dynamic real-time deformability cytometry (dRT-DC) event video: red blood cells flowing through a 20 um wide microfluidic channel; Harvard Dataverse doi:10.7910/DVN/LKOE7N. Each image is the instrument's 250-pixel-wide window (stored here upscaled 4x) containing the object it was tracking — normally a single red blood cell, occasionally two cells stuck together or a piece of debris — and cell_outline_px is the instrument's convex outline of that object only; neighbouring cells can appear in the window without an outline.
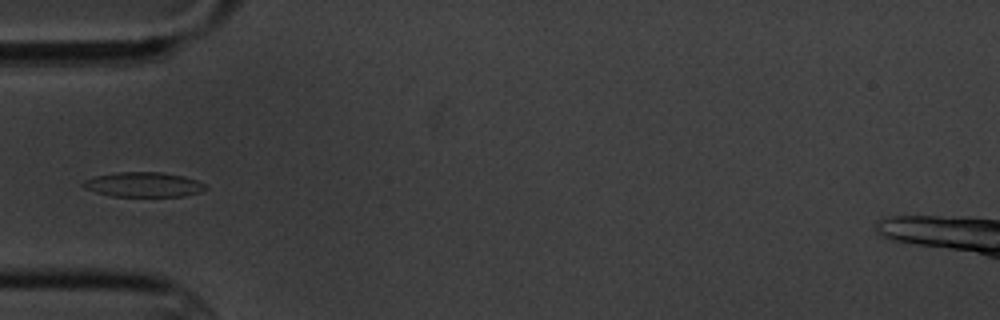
{"species": "common noctule bat (a hibernating species)", "species_latin": "Nyctalus noctula", "temperature_condition": "cold", "stored_images_in_passage": 10, "camera_frame_rate_fps": 3000, "um_per_image_px": 0.085, "animal": {"sex": "male", "body_mass_g": 20.1, "forearm_length_mm": 53.5}, "frame": {"image": 1, "passage_image": 6, "time_ms": 6.0, "image_size_px": [1000, 320], "cell_outline_px": [[208, 188], [200, 192], [184, 196], [112, 196], [96, 192], [84, 188], [80, 184], [84, 180], [96, 176], [116, 172], [160, 172], [184, 176], [196, 180], [204, 184]], "centroid_in_image_um": [12.19, 15.69], "position_along_channel_um": 72.8, "area_um2": 17.63}}
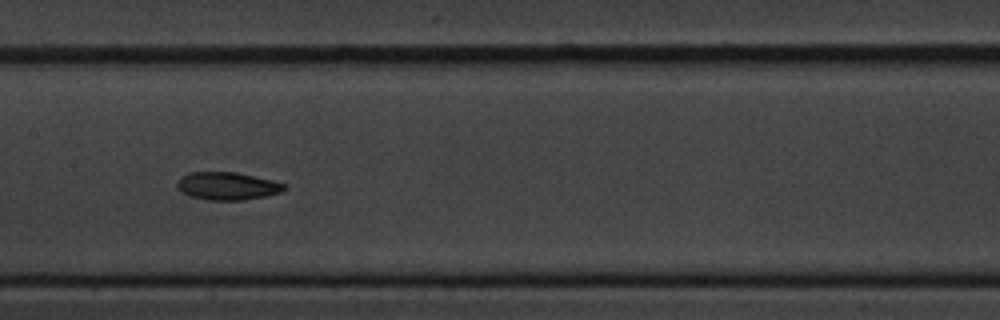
{"frame": {"image": 2, "passage_image": 9, "time_ms": 9.333, "image_size_px": [1000, 320], "cell_outline_px": [[288, 188], [280, 192], [264, 196], [244, 200], [208, 200], [188, 196], [180, 192], [176, 188], [176, 184], [180, 176], [188, 172], [236, 172], [272, 180], [284, 184]], "centroid_in_image_um": [19.26, 15.81], "position_along_channel_um": 188.1, "area_um2": 17.51}}
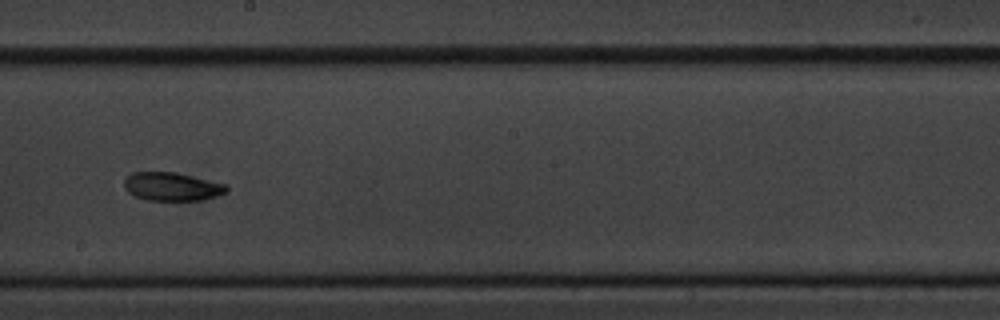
{"frame": {"image": 3, "passage_image": 10, "time_ms": 10.667, "image_size_px": [1000, 320], "cell_outline_px": [[228, 192], [204, 200], [148, 200], [136, 196], [128, 192], [124, 188], [124, 180], [132, 172], [176, 172], [228, 184]], "centroid_in_image_um": [14.66, 15.85], "position_along_channel_um": 233.5, "area_um2": 17.05}}